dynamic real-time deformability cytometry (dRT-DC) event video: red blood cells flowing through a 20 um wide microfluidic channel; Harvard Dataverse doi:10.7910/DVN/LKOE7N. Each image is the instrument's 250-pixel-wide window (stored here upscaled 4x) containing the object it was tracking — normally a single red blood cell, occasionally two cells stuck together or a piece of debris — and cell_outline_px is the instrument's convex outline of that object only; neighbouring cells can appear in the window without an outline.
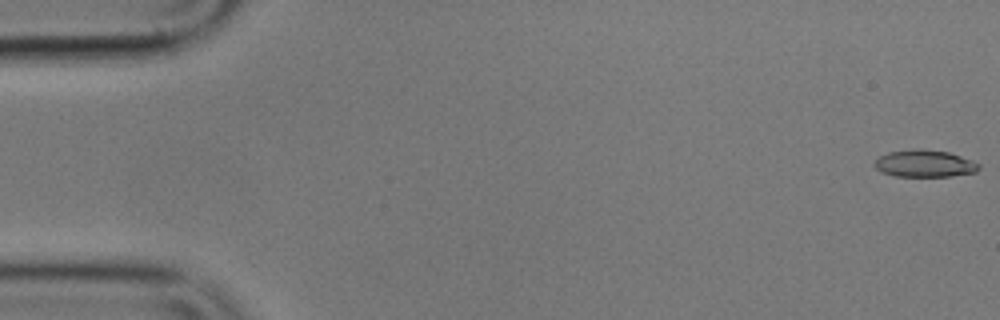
{"species": "common noctule bat (a hibernating species)", "species_latin": "Nyctalus noctula", "temperature_condition": "cold", "stored_images_in_passage": 56, "camera_frame_rate_fps": 3000, "um_per_image_px": 0.085, "animal": {"sex": "male", "body_mass_g": 17.9}, "frame": {"image": 1, "passage_image": 1, "time_ms": 0.0, "image_size_px": [1000, 320], "cell_outline_px": [[980, 168], [976, 172], [952, 176], [896, 176], [880, 172], [872, 164], [880, 156], [888, 152], [920, 148], [948, 152], [972, 160], [980, 164]], "centroid_in_image_um": [78.59, 13.9], "position_along_channel_um": 6.4, "area_um2": 16.53}}
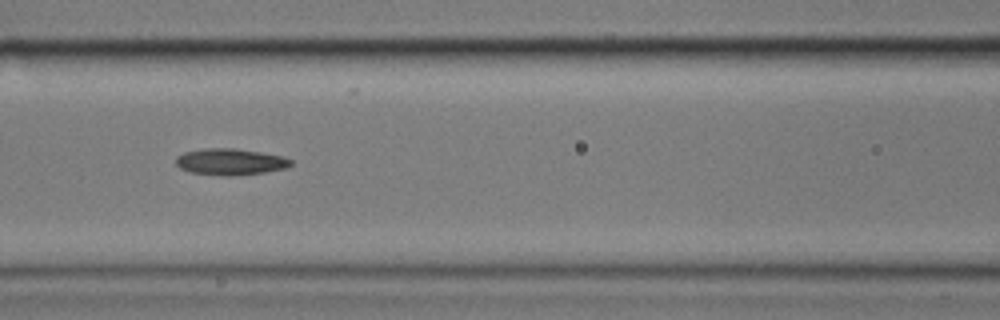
{"frame": {"image": 2, "passage_image": 24, "time_ms": 7.667, "image_size_px": [1000, 320], "cell_outline_px": [[292, 164], [288, 168], [264, 172], [232, 176], [220, 176], [192, 172], [180, 168], [176, 164], [176, 156], [184, 152], [204, 148], [236, 148], [284, 156], [292, 160]], "centroid_in_image_um": [19.59, 13.75], "position_along_channel_um": 147.0, "area_um2": 17.86}}
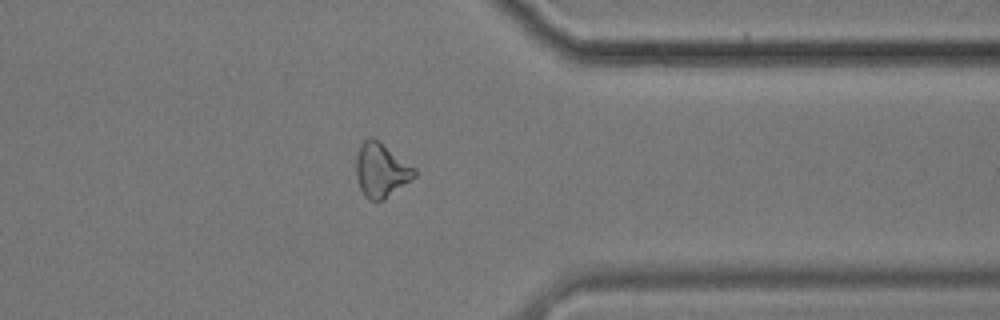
{"frame": {"image": 3, "passage_image": 44, "time_ms": 14.333, "image_size_px": [1000, 320], "cell_outline_px": [[416, 176], [384, 200], [368, 200], [364, 196], [360, 188], [356, 176], [356, 156], [360, 144], [368, 136], [372, 136], [380, 140], [416, 168]], "centroid_in_image_um": [32.39, 14.43], "position_along_channel_um": 379.0, "area_um2": 18.73}, "authors_computed_cell_mechanics": {"area_um2": 17.6001, "velocity_mm_per_s": 3.6036, "shape_relaxation_time_tau1_ms": 4.9163, "shape_relaxation_time_tau2_ms": null, "deformation_change_tau1": 0.1192, "deformation_change_tau2": null}}